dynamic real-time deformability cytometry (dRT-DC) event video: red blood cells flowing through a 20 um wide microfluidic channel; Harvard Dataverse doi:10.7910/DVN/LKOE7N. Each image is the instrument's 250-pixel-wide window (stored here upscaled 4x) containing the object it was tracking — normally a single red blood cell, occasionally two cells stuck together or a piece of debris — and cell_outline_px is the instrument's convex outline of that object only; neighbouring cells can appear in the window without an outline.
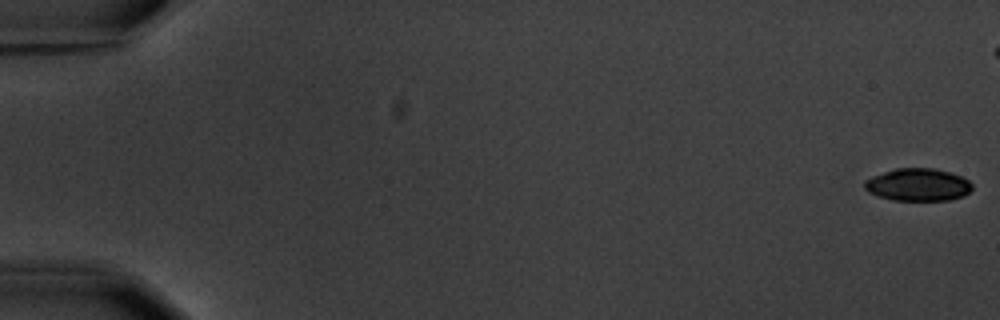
{"species": "common noctule bat (a hibernating species)", "species_latin": "Nyctalus noctula", "temperature_condition": "warm", "stored_images_in_passage": 6, "camera_frame_rate_fps": 3000, "um_per_image_px": 0.085, "animal": {"sex": "male", "body_mass_g": 20.1, "forearm_length_mm": 53.5}, "frame": {"image": 1, "passage_image": 1, "time_ms": 0.0, "image_size_px": [1000, 320], "cell_outline_px": [[972, 188], [964, 196], [948, 200], [892, 200], [868, 192], [864, 188], [864, 180], [872, 176], [896, 168], [936, 168], [960, 176], [968, 180], [972, 184]], "centroid_in_image_um": [78.01, 15.7], "position_along_channel_um": 7.0, "area_um2": 20.35}}